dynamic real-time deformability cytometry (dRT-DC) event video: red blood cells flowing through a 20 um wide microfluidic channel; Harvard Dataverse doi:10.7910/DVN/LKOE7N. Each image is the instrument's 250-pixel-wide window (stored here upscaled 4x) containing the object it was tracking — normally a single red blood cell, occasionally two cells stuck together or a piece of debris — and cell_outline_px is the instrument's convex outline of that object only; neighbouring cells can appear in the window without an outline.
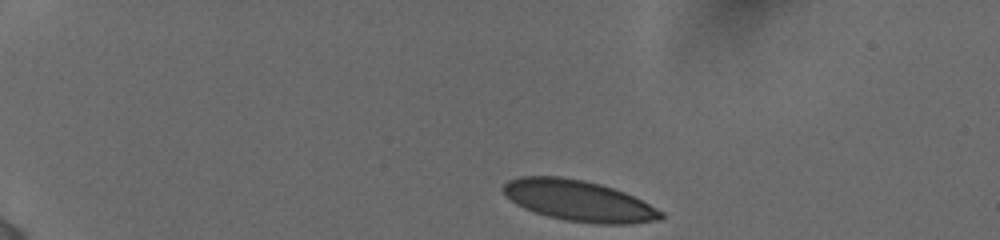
{"species": "human", "species_latin": "Homo sapiens", "temperature_condition": "cold", "stored_images_in_passage": 41, "camera_frame_rate_fps": 3000, "um_per_image_px": 0.085, "donor": {"sex": "female"}, "frame": {"image": 1, "passage_image": 1, "time_ms": 0.0, "image_size_px": [1000, 240], "cell_outline_px": [[664, 216], [660, 220], [624, 224], [596, 224], [564, 220], [548, 216], [524, 208], [516, 204], [500, 188], [508, 180], [520, 176], [560, 176], [584, 180], [600, 184], [624, 192], [664, 212]], "centroid_in_image_um": [49.18, 17.06], "position_along_channel_um": 35.8, "area_um2": 37.4}}
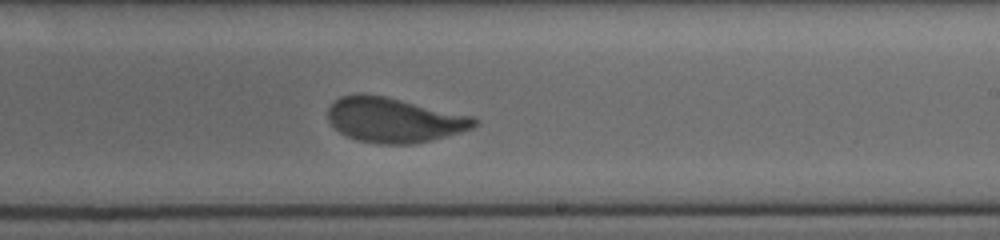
{"frame": {"image": 2, "passage_image": 23, "time_ms": 8.0, "image_size_px": [1000, 240], "cell_outline_px": [[480, 120], [472, 128], [460, 132], [432, 140], [412, 144], [380, 144], [356, 140], [340, 132], [328, 120], [328, 108], [340, 96], [384, 96], [472, 116]], "centroid_in_image_um": [33.52, 10.23], "position_along_channel_um": 255.5, "area_um2": 37.45}}
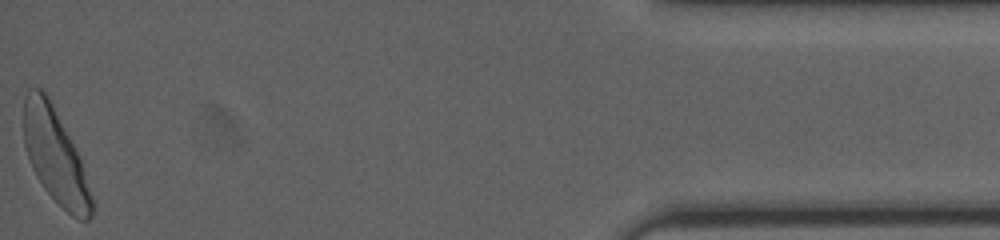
{"frame": {"image": 3, "passage_image": 41, "time_ms": 14.333, "image_size_px": [1000, 240], "cell_outline_px": [[96, 204], [92, 216], [88, 220], [80, 220], [72, 216], [44, 188], [36, 176], [32, 168], [24, 144], [24, 96], [28, 88], [40, 88], [48, 96], [80, 160]], "centroid_in_image_um": [4.7, 13.3], "position_along_channel_um": 430.5, "area_um2": 36.82}, "authors_computed_cell_mechanics": {"area_um2": 38.0902, "velocity_mm_per_s": 3.86, "shape_relaxation_time_tau1_ms": 4.805, "shape_relaxation_time_tau2_ms": null, "deformation_change_tau1": 0.1764, "deformation_change_tau2": null}}